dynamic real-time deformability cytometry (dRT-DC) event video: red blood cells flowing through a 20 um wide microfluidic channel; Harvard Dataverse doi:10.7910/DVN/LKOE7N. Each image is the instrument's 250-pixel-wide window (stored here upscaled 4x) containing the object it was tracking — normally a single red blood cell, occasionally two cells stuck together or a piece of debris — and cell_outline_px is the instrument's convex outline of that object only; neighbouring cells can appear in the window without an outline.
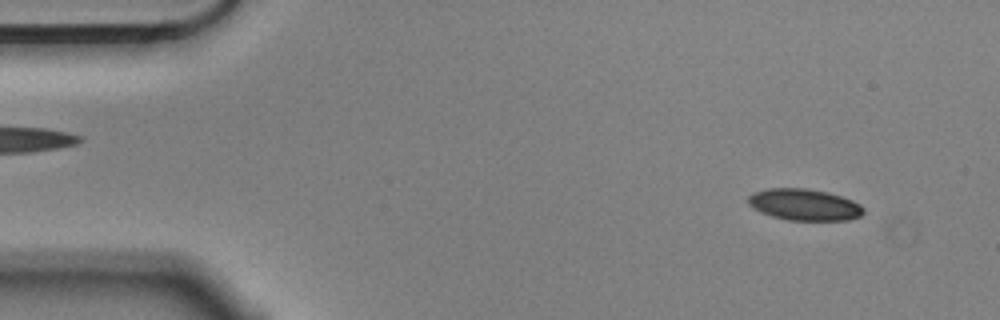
{"species": "Egyptian fruit bat (a non-hibernating species)", "species_latin": "Rousettus aegyptiacus", "temperature_condition": "cold", "stored_images_in_passage": 3, "camera_frame_rate_fps": 3000, "um_per_image_px": 0.085, "animal": {"sex": "male"}, "frame": {"image": 1, "passage_image": 1, "time_ms": 0.0, "image_size_px": [1000, 320], "cell_outline_px": [[864, 212], [860, 216], [848, 220], [788, 220], [772, 216], [760, 212], [748, 204], [748, 196], [752, 192], [768, 188], [804, 188], [828, 192], [852, 200], [860, 204], [864, 208]], "centroid_in_image_um": [68.35, 17.39], "position_along_channel_um": 16.6, "area_um2": 21.21}}
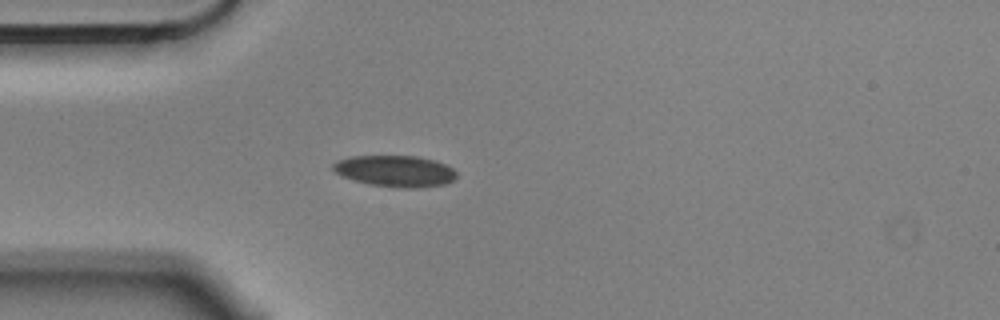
{"frame": {"image": 2, "passage_image": 3, "time_ms": 0.667, "image_size_px": [1000, 320], "cell_outline_px": [[456, 176], [452, 180], [444, 184], [416, 188], [404, 188], [372, 184], [356, 180], [344, 176], [336, 172], [332, 168], [332, 164], [336, 160], [352, 156], [416, 156], [432, 160], [444, 164], [452, 168], [456, 172]], "centroid_in_image_um": [33.58, 14.53], "position_along_channel_um": 51.4, "area_um2": 22.14}}